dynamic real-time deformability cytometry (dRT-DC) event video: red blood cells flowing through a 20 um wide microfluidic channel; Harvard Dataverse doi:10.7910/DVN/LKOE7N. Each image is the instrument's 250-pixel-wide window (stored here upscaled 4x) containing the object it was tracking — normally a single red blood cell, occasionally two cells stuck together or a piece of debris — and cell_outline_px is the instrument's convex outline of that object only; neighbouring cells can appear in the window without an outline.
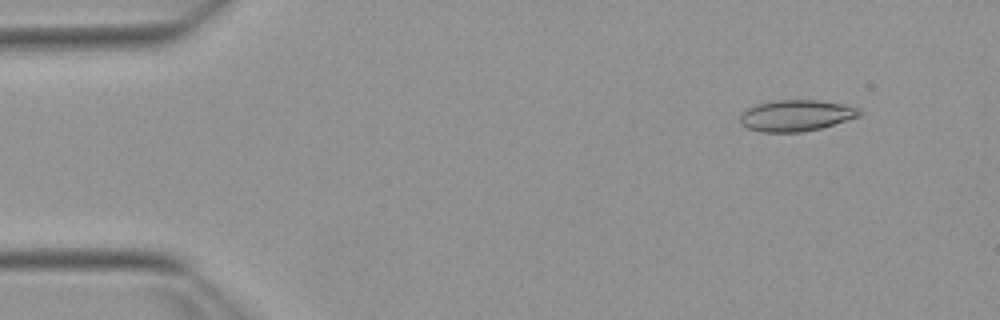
{"species": "Egyptian fruit bat (a non-hibernating species)", "species_latin": "Rousettus aegyptiacus", "temperature_condition": "warm", "stored_images_in_passage": 52, "camera_frame_rate_fps": 3000, "um_per_image_px": 0.085, "animal": {"sex": "female"}, "frame": {"image": 1, "passage_image": 5, "time_ms": 1.333, "image_size_px": [1000, 320], "cell_outline_px": [[864, 112], [860, 116], [820, 128], [800, 132], [760, 132], [748, 128], [740, 120], [740, 116], [748, 108], [756, 104], [776, 100], [816, 100], [844, 104], [860, 108]], "centroid_in_image_um": [67.71, 9.81], "position_along_channel_um": 17.3, "area_um2": 21.62}}
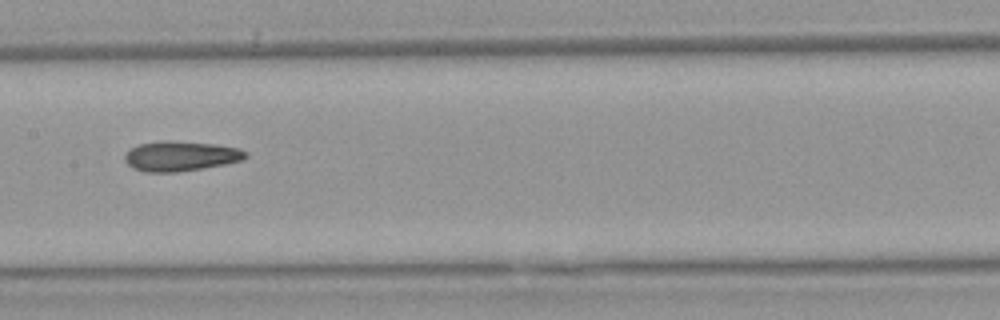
{"frame": {"image": 2, "passage_image": 26, "time_ms": 8.333, "image_size_px": [1000, 320], "cell_outline_px": [[248, 156], [244, 160], [224, 164], [176, 172], [144, 172], [132, 168], [124, 160], [124, 156], [132, 148], [140, 144], [164, 140], [172, 140], [216, 144], [240, 148], [248, 152]], "centroid_in_image_um": [15.38, 13.26], "position_along_channel_um": 192.0, "area_um2": 21.15}}
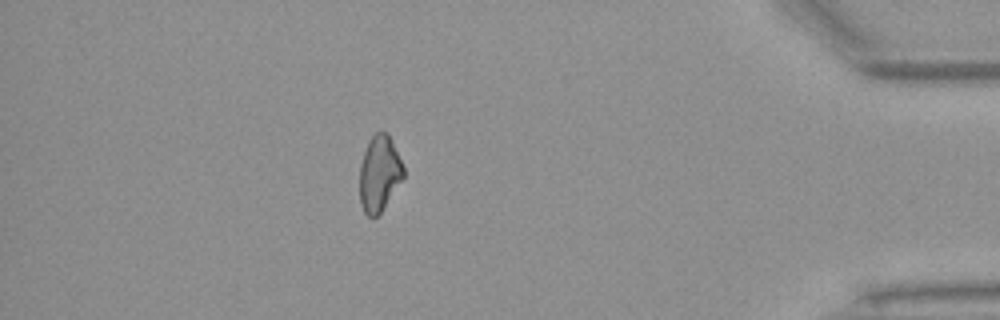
{"frame": {"image": 3, "passage_image": 46, "time_ms": 15.0, "image_size_px": [1000, 320], "cell_outline_px": [[404, 176], [380, 212], [376, 216], [368, 216], [364, 212], [360, 204], [360, 164], [368, 140], [380, 128], [388, 132], [404, 164]], "centroid_in_image_um": [32.25, 14.67], "position_along_channel_um": 403.0, "area_um2": 19.48}, "authors_computed_cell_mechanics": {"area_um2": 20.6346, "velocity_mm_per_s": 3.864, "shape_relaxation_time_tau1_ms": null, "shape_relaxation_time_tau2_ms": 4.4994, "deformation_change_tau1": null, "deformation_change_tau2": 0.1383}}